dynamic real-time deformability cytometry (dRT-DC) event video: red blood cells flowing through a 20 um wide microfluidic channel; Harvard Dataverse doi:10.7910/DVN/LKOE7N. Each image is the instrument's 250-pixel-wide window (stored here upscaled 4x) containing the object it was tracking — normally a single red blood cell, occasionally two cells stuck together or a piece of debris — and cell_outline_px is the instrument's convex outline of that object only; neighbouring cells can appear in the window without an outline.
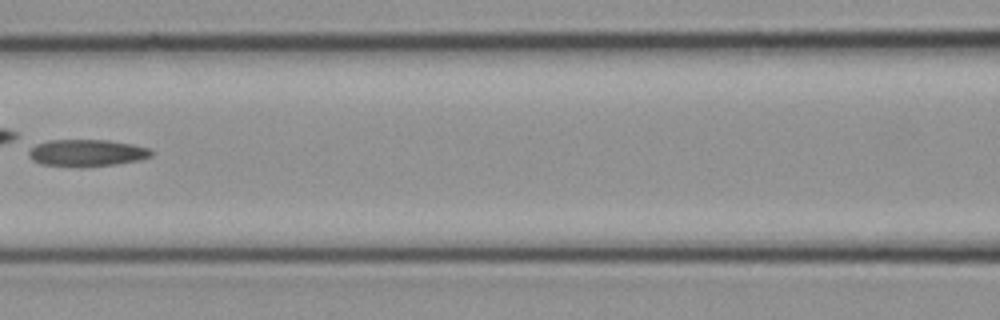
{"species": "common noctule bat (a hibernating species)", "species_latin": "Nyctalus noctula", "temperature_condition": "cold", "stored_images_in_passage": 14, "camera_frame_rate_fps": 3000, "um_per_image_px": 0.085, "animal": {"sex": "female", "body_mass_g": 21.9}, "frame": {"image": 1, "passage_image": 12, "time_ms": 3.667, "image_size_px": [1000, 320], "cell_outline_px": [[152, 156], [140, 160], [116, 164], [80, 168], [40, 164], [32, 160], [28, 156], [28, 148], [36, 144], [48, 140], [108, 140], [132, 144], [148, 148], [152, 152]], "centroid_in_image_um": [7.32, 13.01], "position_along_channel_um": 159.3, "area_um2": 19.59}}